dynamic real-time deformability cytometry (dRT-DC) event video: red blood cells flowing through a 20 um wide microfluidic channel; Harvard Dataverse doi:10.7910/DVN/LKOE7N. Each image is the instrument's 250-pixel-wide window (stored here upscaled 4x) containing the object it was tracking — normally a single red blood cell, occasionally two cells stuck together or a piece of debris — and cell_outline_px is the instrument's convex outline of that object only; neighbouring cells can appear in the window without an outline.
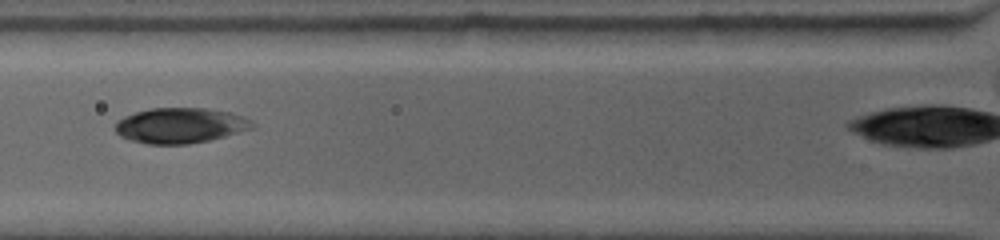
{"species": "common noctule bat (a hibernating species)", "species_latin": "Nyctalus noctula", "temperature_condition": "warm", "stored_images_in_passage": 3, "camera_frame_rate_fps": 4500, "um_per_image_px": 0.085, "animal": {"sex": "female", "body_mass_g": 19.0, "forearm_length_mm": 53.3}, "frame": {"image": 1, "passage_image": 2, "time_ms": 0.889, "image_size_px": [1000, 240], "cell_outline_px": [[256, 124], [252, 128], [224, 136], [208, 140], [188, 144], [148, 144], [128, 140], [120, 136], [112, 128], [116, 120], [124, 116], [136, 112], [152, 108], [204, 108], [228, 112], [244, 116], [252, 120]], "centroid_in_image_um": [15.27, 10.67], "position_along_channel_um": 110.5, "area_um2": 28.38}}
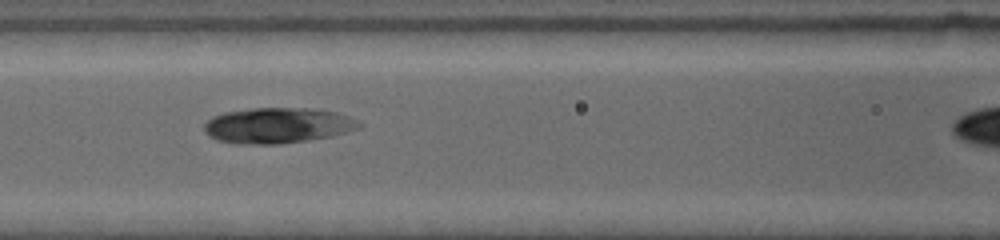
{"frame": {"image": 2, "passage_image": 3, "time_ms": 1.778, "image_size_px": [1000, 240], "cell_outline_px": [[364, 124], [360, 128], [348, 132], [332, 136], [312, 140], [280, 144], [236, 144], [216, 140], [208, 136], [204, 132], [204, 124], [212, 116], [224, 112], [252, 108], [316, 108], [336, 112], [360, 120]], "centroid_in_image_um": [23.63, 10.67], "position_along_channel_um": 143.0, "area_um2": 32.77}}